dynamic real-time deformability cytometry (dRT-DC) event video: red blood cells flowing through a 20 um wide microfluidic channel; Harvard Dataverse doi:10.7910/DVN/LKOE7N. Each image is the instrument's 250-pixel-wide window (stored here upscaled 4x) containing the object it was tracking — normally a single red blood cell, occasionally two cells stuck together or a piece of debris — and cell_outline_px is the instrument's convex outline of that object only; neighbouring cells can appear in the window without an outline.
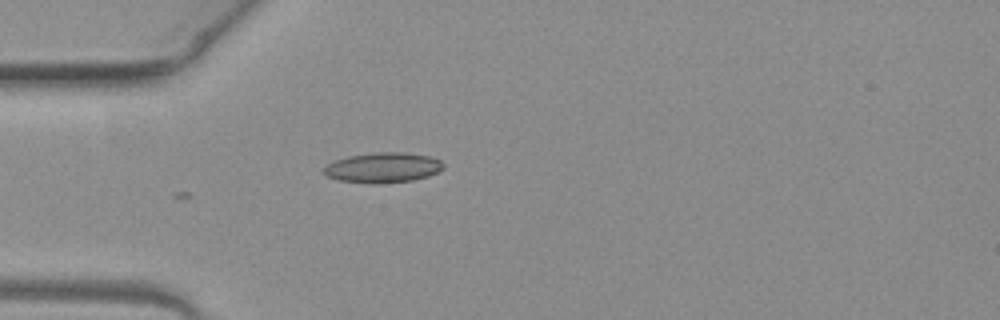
{"species": "common noctule bat (a hibernating species)", "species_latin": "Nyctalus noctula", "temperature_condition": "warm", "stored_images_in_passage": 9, "camera_frame_rate_fps": 3000, "um_per_image_px": 0.085, "animal": {"sex": "female", "body_mass_g": 19.3, "forearm_length_mm": 54.1}, "frame": {"image": 1, "passage_image": 1, "time_ms": 0.0, "image_size_px": [1000, 320], "cell_outline_px": [[444, 168], [428, 176], [412, 180], [376, 184], [372, 184], [340, 180], [328, 176], [324, 172], [324, 168], [328, 164], [336, 160], [348, 156], [376, 152], [404, 152], [428, 156], [440, 160], [444, 164]], "centroid_in_image_um": [32.57, 14.24], "position_along_channel_um": 52.4, "area_um2": 20.81}}